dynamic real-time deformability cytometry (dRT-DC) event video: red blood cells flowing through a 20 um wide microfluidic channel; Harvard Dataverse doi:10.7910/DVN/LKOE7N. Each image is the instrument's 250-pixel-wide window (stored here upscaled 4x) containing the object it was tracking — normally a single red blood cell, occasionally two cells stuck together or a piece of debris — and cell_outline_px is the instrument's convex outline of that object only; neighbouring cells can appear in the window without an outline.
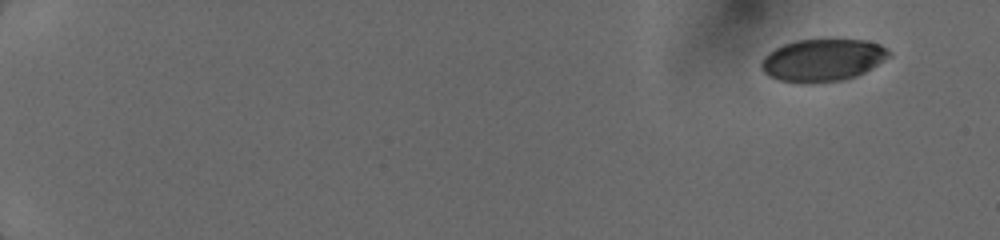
{"species": "human", "species_latin": "Homo sapiens", "temperature_condition": "cold", "stored_images_in_passage": 40, "camera_frame_rate_fps": 3000, "um_per_image_px": 0.085, "donor": {"sex": "female"}, "frame": {"image": 1, "passage_image": 1, "time_ms": 0.0, "image_size_px": [1000, 240], "cell_outline_px": [[892, 56], [872, 68], [856, 76], [844, 80], [808, 84], [804, 84], [780, 80], [768, 76], [760, 68], [760, 60], [768, 52], [784, 44], [796, 40], [864, 40], [880, 44], [888, 48], [892, 52]], "centroid_in_image_um": [69.93, 5.12], "position_along_channel_um": 15.1, "area_um2": 31.91}}
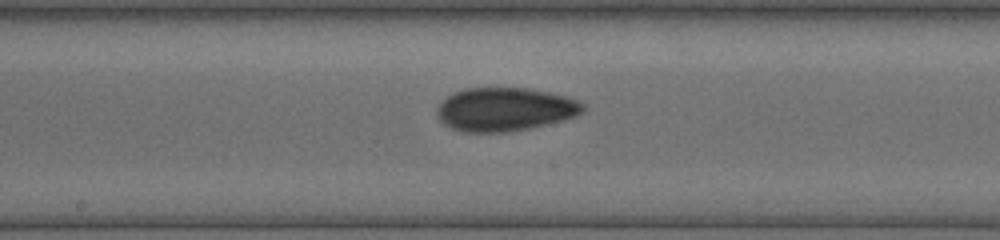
{"frame": {"image": 2, "passage_image": 23, "time_ms": 9.0, "image_size_px": [1000, 240], "cell_outline_px": [[588, 108], [584, 112], [576, 116], [564, 120], [528, 128], [504, 132], [464, 132], [452, 128], [444, 124], [436, 116], [436, 108], [448, 96], [456, 92], [468, 88], [528, 88], [548, 92], [564, 96], [576, 100], [584, 104]], "centroid_in_image_um": [42.93, 9.3], "position_along_channel_um": 205.3, "area_um2": 36.88}}
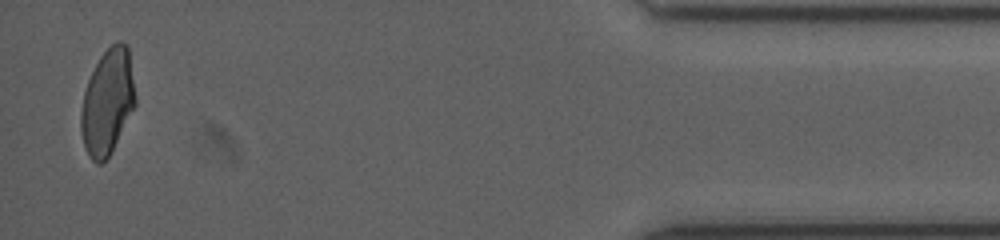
{"frame": {"image": 3, "passage_image": 40, "time_ms": 15.667, "image_size_px": [1000, 240], "cell_outline_px": [[136, 104], [108, 156], [100, 164], [96, 164], [88, 156], [84, 144], [80, 128], [80, 112], [84, 92], [88, 80], [100, 56], [112, 44], [120, 40], [128, 48], [136, 100]], "centroid_in_image_um": [9.12, 8.66], "position_along_channel_um": 426.1, "area_um2": 32.89}}